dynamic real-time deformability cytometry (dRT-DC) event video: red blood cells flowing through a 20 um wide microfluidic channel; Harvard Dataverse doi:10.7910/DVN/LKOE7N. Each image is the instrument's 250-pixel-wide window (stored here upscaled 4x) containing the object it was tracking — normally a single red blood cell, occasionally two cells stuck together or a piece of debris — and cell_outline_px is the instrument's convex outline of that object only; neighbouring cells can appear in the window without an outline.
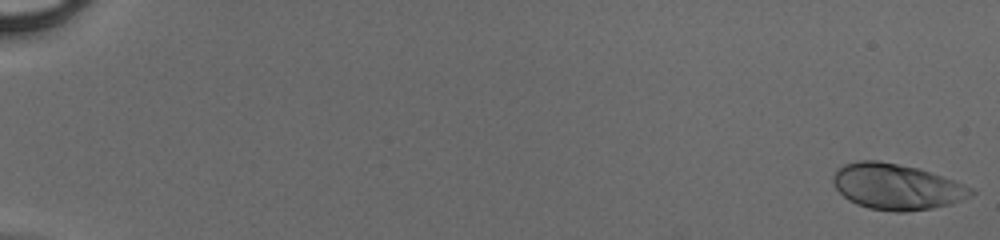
{"species": "human", "species_latin": "Homo sapiens", "temperature_condition": "cold", "stored_images_in_passage": 50, "camera_frame_rate_fps": 3000, "um_per_image_px": 0.085, "donor": {"sex": "male"}, "frame": {"image": 1, "passage_image": 1, "time_ms": 0.0, "image_size_px": [1000, 240], "cell_outline_px": [[976, 192], [952, 204], [932, 208], [904, 212], [896, 212], [868, 208], [856, 204], [848, 200], [836, 188], [832, 180], [832, 176], [844, 164], [860, 160], [880, 160], [920, 168], [952, 180], [972, 188]], "centroid_in_image_um": [76.19, 15.86], "position_along_channel_um": 8.8, "area_um2": 36.7}}
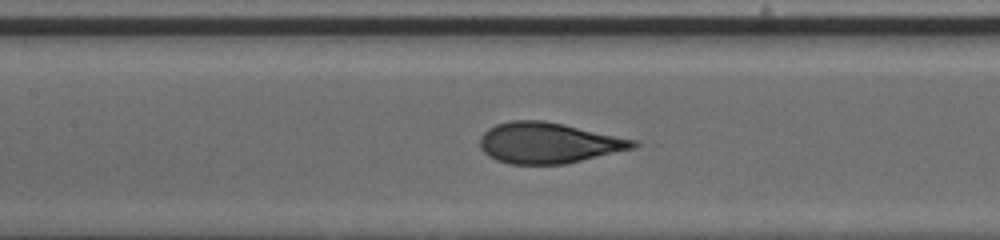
{"frame": {"image": 2, "passage_image": 26, "time_ms": 8.333, "image_size_px": [1000, 240], "cell_outline_px": [[640, 144], [636, 148], [564, 164], [508, 164], [496, 160], [488, 156], [480, 148], [480, 136], [488, 128], [496, 124], [512, 120], [544, 120], [564, 124], [640, 140]], "centroid_in_image_um": [46.65, 12.14], "position_along_channel_um": 160.7, "area_um2": 36.82}}
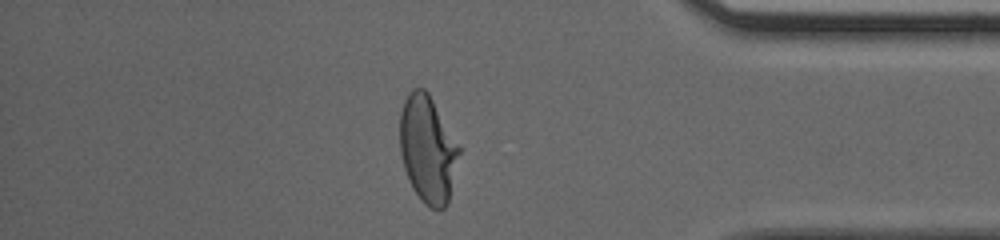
{"frame": {"image": 3, "passage_image": 44, "time_ms": 14.333, "image_size_px": [1000, 240], "cell_outline_px": [[460, 152], [448, 204], [444, 208], [432, 208], [424, 204], [420, 200], [412, 188], [404, 168], [400, 152], [400, 112], [404, 100], [408, 92], [412, 88], [424, 88], [428, 92], [460, 148]], "centroid_in_image_um": [36.34, 12.68], "position_along_channel_um": 398.9, "area_um2": 36.88}}